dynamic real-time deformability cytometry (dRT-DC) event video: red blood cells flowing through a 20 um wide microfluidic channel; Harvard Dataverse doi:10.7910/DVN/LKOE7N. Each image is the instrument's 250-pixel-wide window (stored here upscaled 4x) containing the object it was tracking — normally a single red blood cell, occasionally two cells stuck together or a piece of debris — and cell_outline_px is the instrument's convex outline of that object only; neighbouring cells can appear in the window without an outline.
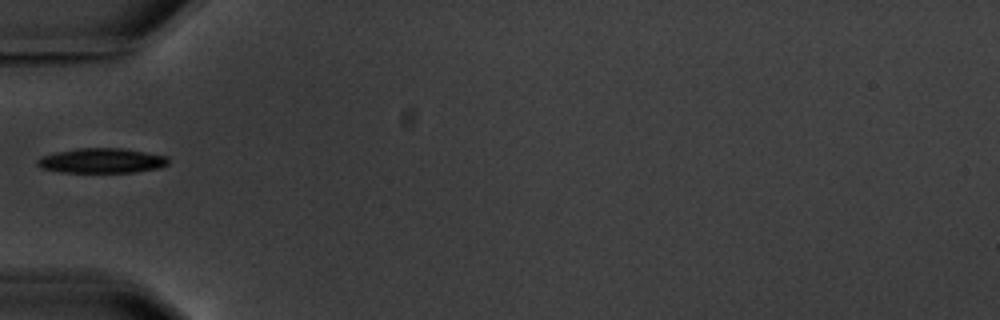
{"species": "common noctule bat (a hibernating species)", "species_latin": "Nyctalus noctula", "temperature_condition": "warm", "stored_images_in_passage": 3, "camera_frame_rate_fps": 3000, "um_per_image_px": 0.085, "animal": {"sex": "male", "body_mass_g": 20.1, "forearm_length_mm": 53.5}, "frame": {"image": 1, "passage_image": 1, "time_ms": 0.0, "image_size_px": [1000, 320], "cell_outline_px": [[168, 164], [160, 168], [136, 172], [60, 172], [40, 168], [36, 164], [36, 160], [40, 156], [56, 152], [80, 148], [120, 148], [168, 156]], "centroid_in_image_um": [8.62, 13.66], "position_along_channel_um": 76.4, "area_um2": 19.02}}